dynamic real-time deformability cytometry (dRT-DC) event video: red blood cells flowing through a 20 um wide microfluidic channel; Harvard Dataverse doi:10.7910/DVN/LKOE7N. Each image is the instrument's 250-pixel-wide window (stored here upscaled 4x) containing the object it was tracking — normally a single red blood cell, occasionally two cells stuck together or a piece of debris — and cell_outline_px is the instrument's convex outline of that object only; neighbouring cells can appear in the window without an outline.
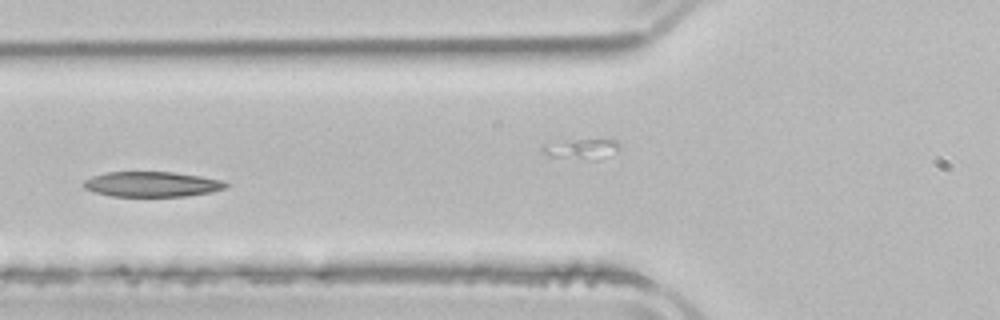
{"species": "common noctule bat (a hibernating species)", "species_latin": "Nyctalus noctula", "temperature_condition": "room temperature", "stored_images_in_passage": 4, "camera_frame_rate_fps": 3000, "um_per_image_px": 0.085, "animal": {"sex": "male", "body_mass_g": 21.5, "forearm_length_mm": 52.0}, "frame": {"image": 1, "passage_image": 3, "time_ms": 3.667, "image_size_px": [1000, 320], "cell_outline_px": [[228, 184], [224, 188], [212, 192], [184, 196], [112, 196], [96, 192], [84, 188], [84, 180], [92, 176], [108, 172], [172, 172], [200, 176], [224, 180]], "centroid_in_image_um": [12.93, 15.65], "position_along_channel_um": 112.9, "area_um2": 20.69}}